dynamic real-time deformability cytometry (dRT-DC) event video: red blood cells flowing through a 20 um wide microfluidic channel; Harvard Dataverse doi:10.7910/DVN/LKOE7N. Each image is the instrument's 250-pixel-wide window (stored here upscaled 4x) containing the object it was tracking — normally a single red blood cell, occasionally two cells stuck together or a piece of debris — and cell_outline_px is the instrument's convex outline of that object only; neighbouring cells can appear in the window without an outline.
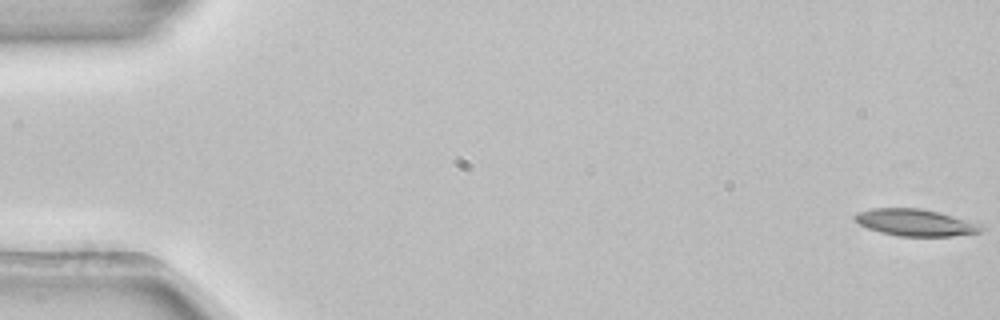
{"species": "common noctule bat (a hibernating species)", "species_latin": "Nyctalus noctula", "temperature_condition": "room temperature", "stored_images_in_passage": 53, "camera_frame_rate_fps": 3000, "um_per_image_px": 0.085, "animal": {"sex": "female", "body_mass_g": 22.7, "forearm_length_mm": 54.2}, "frame": {"image": 1, "passage_image": 1, "time_ms": 0.0, "image_size_px": [1000, 320], "cell_outline_px": [[984, 228], [980, 232], [952, 236], [900, 236], [880, 232], [868, 228], [860, 224], [852, 216], [860, 212], [872, 208], [920, 208], [936, 212], [980, 224]], "centroid_in_image_um": [77.78, 18.92], "position_along_channel_um": 7.2, "area_um2": 19.36}}
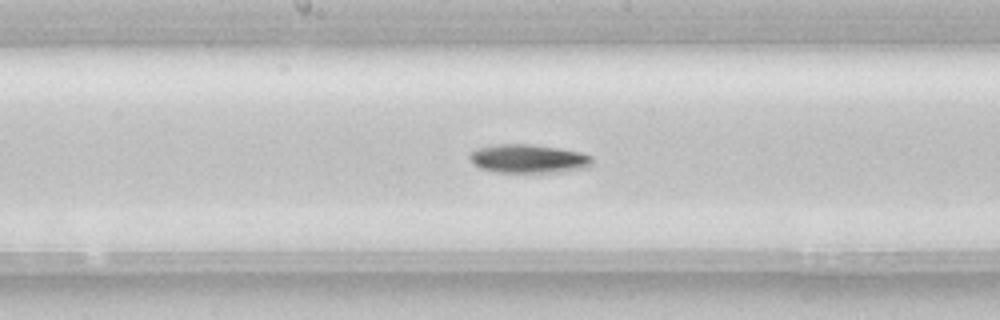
{"frame": {"image": 2, "passage_image": 28, "time_ms": 9.0, "image_size_px": [1000, 320], "cell_outline_px": [[592, 164], [588, 168], [564, 172], [496, 172], [480, 168], [468, 156], [472, 152], [480, 148], [496, 144], [532, 144], [560, 148], [580, 152], [592, 156]], "centroid_in_image_um": [44.99, 13.49], "position_along_channel_um": 203.2, "area_um2": 20.46}}
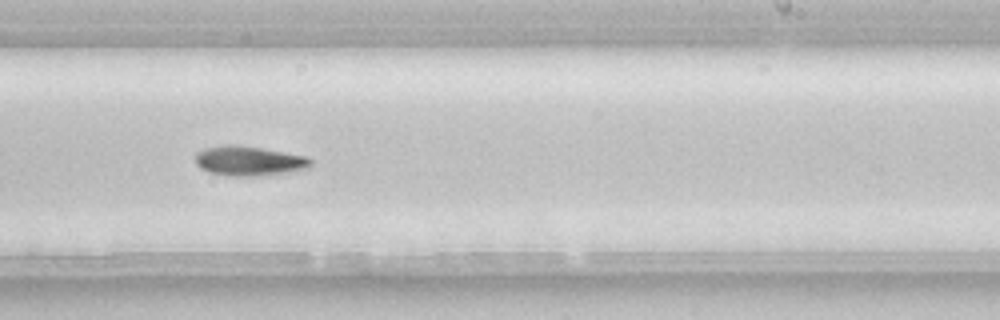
{"frame": {"image": 3, "passage_image": 33, "time_ms": 10.667, "image_size_px": [1000, 320], "cell_outline_px": [[312, 164], [308, 168], [288, 172], [260, 176], [228, 176], [208, 172], [200, 168], [196, 164], [196, 152], [204, 148], [224, 144], [236, 144], [308, 156], [312, 160]], "centroid_in_image_um": [21.15, 13.67], "position_along_channel_um": 267.9, "area_um2": 20.17}, "authors_computed_cell_mechanics": {"area_um2": 19.8254, "velocity_mm_per_s": 3.8952, "shape_relaxation_time_tau1_ms": 5.9239, "shape_relaxation_time_tau2_ms": null, "deformation_change_tau1": 0.1256, "deformation_change_tau2": null}}